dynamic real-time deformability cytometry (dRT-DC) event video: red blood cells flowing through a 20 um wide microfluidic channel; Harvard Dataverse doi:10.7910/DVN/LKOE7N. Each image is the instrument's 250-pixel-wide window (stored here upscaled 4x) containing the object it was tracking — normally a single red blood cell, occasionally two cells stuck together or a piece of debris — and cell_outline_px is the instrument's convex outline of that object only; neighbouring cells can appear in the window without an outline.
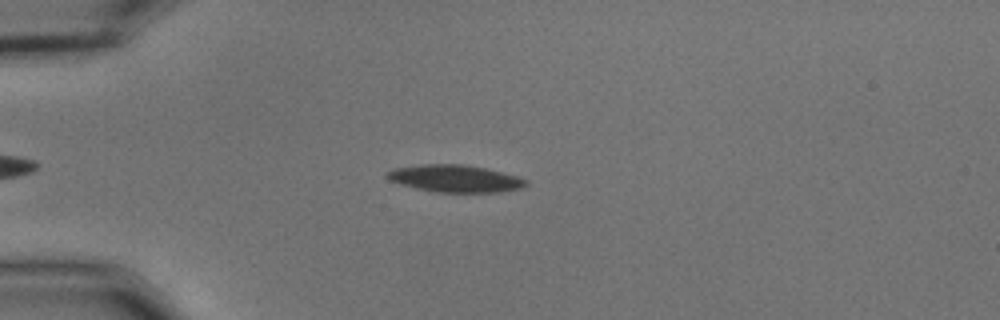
{"species": "common noctule bat (a hibernating species)", "species_latin": "Nyctalus noctula", "temperature_condition": "cold", "stored_images_in_passage": 43, "camera_frame_rate_fps": 3000, "um_per_image_px": 0.085, "animal": {"sex": "male", "body_mass_g": 15.6}, "frame": {"image": 1, "passage_image": 2, "time_ms": 0.333, "image_size_px": [1000, 320], "cell_outline_px": [[528, 184], [520, 188], [500, 192], [436, 192], [416, 188], [400, 184], [388, 180], [388, 172], [396, 168], [424, 164], [464, 164], [484, 168], [516, 176], [528, 180]], "centroid_in_image_um": [38.7, 15.18], "position_along_channel_um": 46.3, "area_um2": 21.73}}
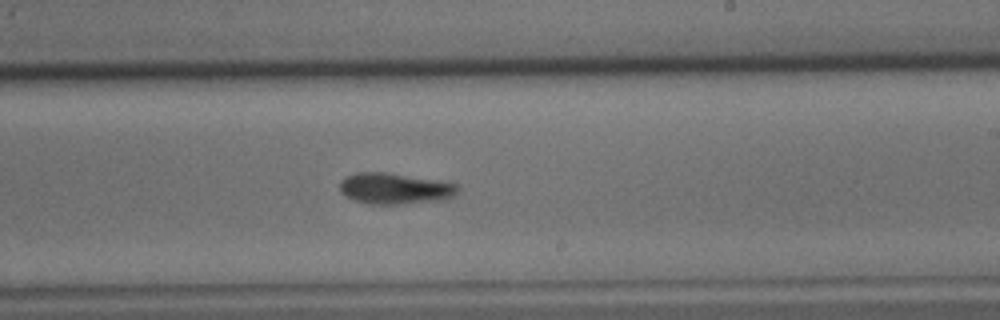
{"frame": {"image": 2, "passage_image": 21, "time_ms": 6.667, "image_size_px": [1000, 320], "cell_outline_px": [[460, 192], [456, 196], [448, 200], [404, 204], [368, 204], [356, 200], [340, 192], [340, 180], [356, 172], [384, 172], [460, 184]], "centroid_in_image_um": [33.65, 16.04], "position_along_channel_um": 255.3, "area_um2": 21.62}}
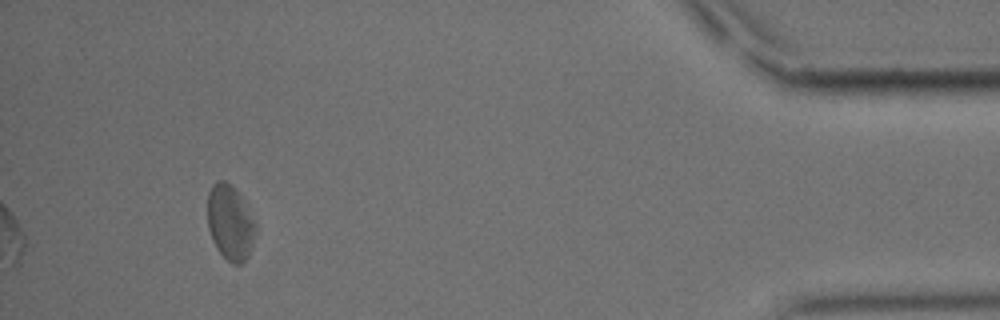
{"frame": {"image": 3, "passage_image": 39, "time_ms": 12.667, "image_size_px": [1000, 320], "cell_outline_px": [[256, 236], [252, 248], [248, 256], [240, 264], [232, 264], [216, 248], [212, 240], [208, 228], [208, 192], [212, 184], [216, 180], [224, 180], [232, 184], [240, 192], [256, 224]], "centroid_in_image_um": [19.58, 18.88], "position_along_channel_um": 415.6, "area_um2": 21.44}, "authors_computed_cell_mechanics": {"area_um2": 21.6172, "velocity_mm_per_s": 3.6434, "shape_relaxation_time_tau1_ms": 5.3766, "shape_relaxation_time_tau2_ms": null, "deformation_change_tau1": 0.1111, "deformation_change_tau2": null}}